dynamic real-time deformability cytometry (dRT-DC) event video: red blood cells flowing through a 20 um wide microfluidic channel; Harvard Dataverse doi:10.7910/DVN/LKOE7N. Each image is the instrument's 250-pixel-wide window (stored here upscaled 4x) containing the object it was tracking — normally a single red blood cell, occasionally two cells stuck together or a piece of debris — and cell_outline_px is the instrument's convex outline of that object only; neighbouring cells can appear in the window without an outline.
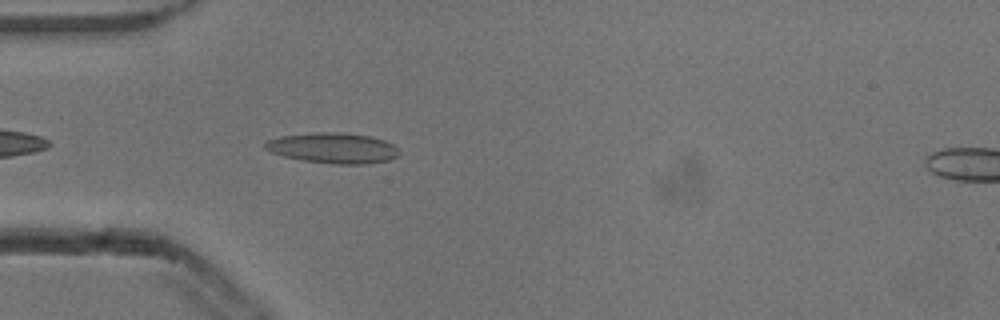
{"species": "common noctule bat (a hibernating species)", "species_latin": "Nyctalus noctula", "temperature_condition": "cold", "stored_images_in_passage": 25, "camera_frame_rate_fps": 3000, "um_per_image_px": 0.085, "animal": {"sex": "male", "body_mass_g": 13.3}, "frame": {"image": 1, "passage_image": 3, "time_ms": 0.667, "image_size_px": [1000, 320], "cell_outline_px": [[400, 152], [396, 156], [388, 160], [364, 164], [332, 164], [300, 160], [284, 156], [272, 152], [264, 148], [264, 144], [268, 140], [280, 136], [320, 132], [340, 132], [368, 136], [384, 140], [392, 144]], "centroid_in_image_um": [28.29, 12.59], "position_along_channel_um": 56.7, "area_um2": 23.64}}
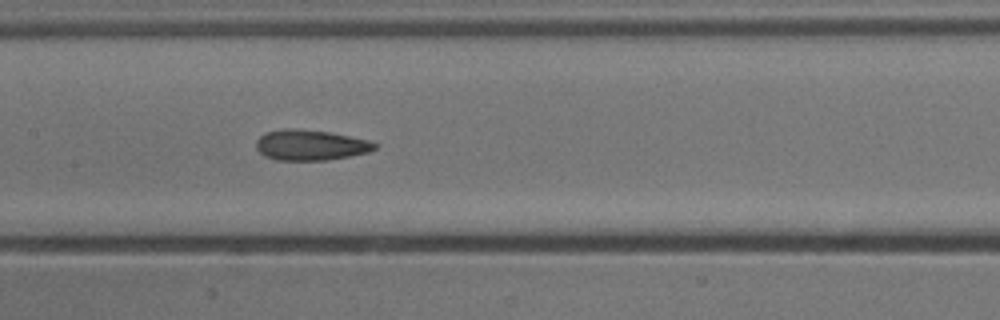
{"frame": {"image": 2, "passage_image": 13, "time_ms": 4.0, "image_size_px": [1000, 320], "cell_outline_px": [[376, 148], [368, 152], [328, 160], [276, 160], [264, 156], [256, 148], [256, 140], [264, 132], [284, 128], [296, 128], [328, 132], [368, 140], [376, 144]], "centroid_in_image_um": [26.33, 12.32], "position_along_channel_um": 181.1, "area_um2": 21.04}}
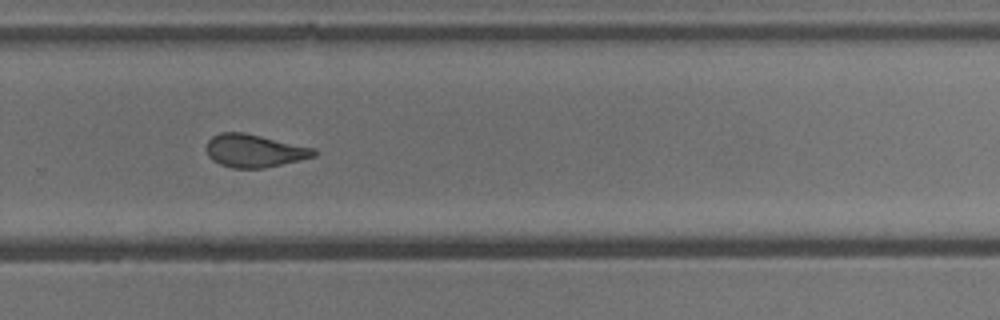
{"frame": {"image": 3, "passage_image": 23, "time_ms": 7.333, "image_size_px": [1000, 320], "cell_outline_px": [[320, 152], [316, 156], [300, 160], [264, 168], [232, 168], [220, 164], [212, 160], [208, 156], [204, 148], [208, 140], [212, 136], [220, 132], [244, 132], [316, 148]], "centroid_in_image_um": [21.62, 12.81], "position_along_channel_um": 308.2, "area_um2": 20.98}}